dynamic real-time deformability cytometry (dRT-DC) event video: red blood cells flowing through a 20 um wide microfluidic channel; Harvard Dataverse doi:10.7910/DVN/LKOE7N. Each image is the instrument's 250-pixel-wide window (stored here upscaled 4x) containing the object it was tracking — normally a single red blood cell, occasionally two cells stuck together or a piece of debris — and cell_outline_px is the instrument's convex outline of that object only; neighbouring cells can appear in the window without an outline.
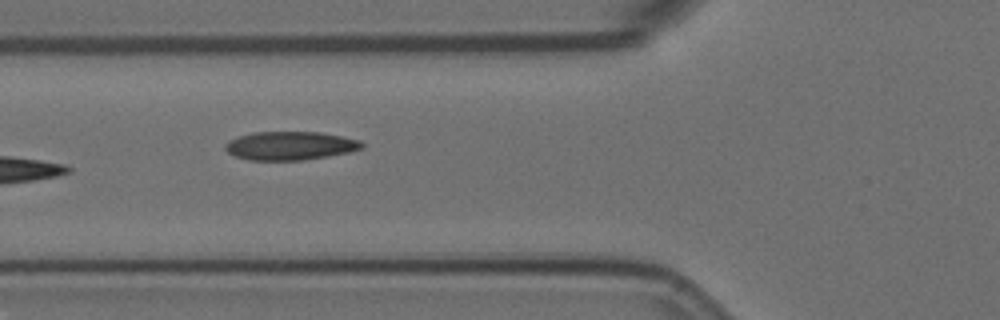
{"species": "Egyptian fruit bat (a non-hibernating species)", "species_latin": "Rousettus aegyptiacus", "temperature_condition": "room temperature", "stored_images_in_passage": 5, "camera_frame_rate_fps": 3000, "um_per_image_px": 0.085, "animal": {"sex": "female"}, "frame": {"image": 1, "passage_image": 4, "time_ms": 1.0, "image_size_px": [1000, 320], "cell_outline_px": [[364, 148], [348, 152], [328, 156], [304, 160], [248, 160], [236, 156], [228, 152], [224, 148], [224, 144], [228, 140], [252, 132], [320, 132], [360, 140], [364, 144]], "centroid_in_image_um": [24.65, 12.39], "position_along_channel_um": 101.1, "area_um2": 22.72}}